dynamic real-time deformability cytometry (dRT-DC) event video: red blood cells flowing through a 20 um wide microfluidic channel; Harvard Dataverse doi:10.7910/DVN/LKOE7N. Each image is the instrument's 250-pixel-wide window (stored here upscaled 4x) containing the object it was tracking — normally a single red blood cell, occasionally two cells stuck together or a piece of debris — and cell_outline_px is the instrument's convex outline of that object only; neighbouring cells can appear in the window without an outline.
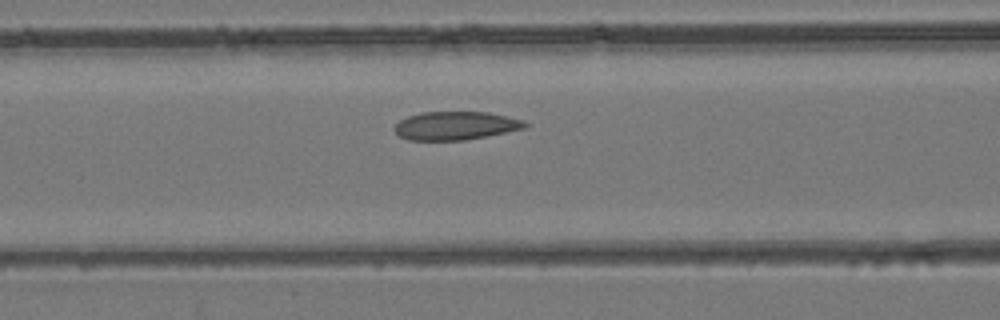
{"species": "common noctule bat (a hibernating species)", "species_latin": "Nyctalus noctula", "temperature_condition": "room temperature", "stored_images_in_passage": 8, "camera_frame_rate_fps": 3000, "um_per_image_px": 0.085, "animal": {"sex": "female", "body_mass_g": 24.6, "forearm_length_mm": 56.2}, "frame": {"image": 1, "passage_image": 7, "time_ms": 2.0, "image_size_px": [1000, 320], "cell_outline_px": [[528, 128], [464, 140], [408, 140], [400, 136], [392, 128], [400, 120], [408, 116], [420, 112], [488, 112], [524, 120], [528, 124]], "centroid_in_image_um": [38.73, 10.68], "position_along_channel_um": 127.9, "area_um2": 21.62}}